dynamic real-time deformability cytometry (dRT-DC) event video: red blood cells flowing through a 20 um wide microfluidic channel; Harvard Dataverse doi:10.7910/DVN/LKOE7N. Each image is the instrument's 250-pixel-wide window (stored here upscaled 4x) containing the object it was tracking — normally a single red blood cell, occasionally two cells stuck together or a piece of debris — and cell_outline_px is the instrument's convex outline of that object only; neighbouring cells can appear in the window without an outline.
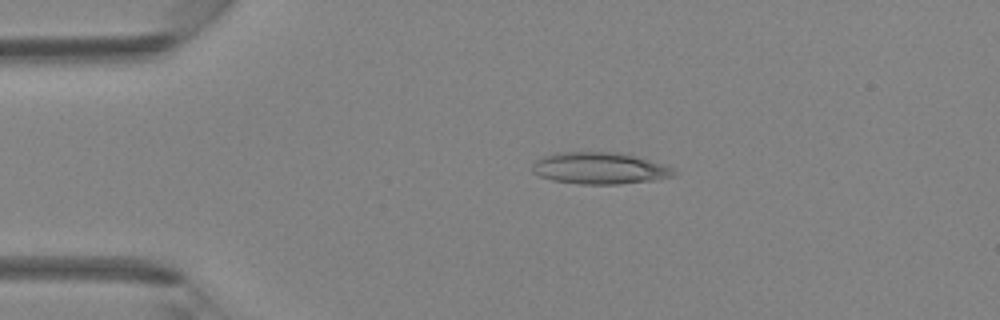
{"species": "Egyptian fruit bat (a non-hibernating species)", "species_latin": "Rousettus aegyptiacus", "temperature_condition": "room temperature", "stored_images_in_passage": 41, "camera_frame_rate_fps": 3000, "um_per_image_px": 0.085, "animal": {"sex": "female"}, "frame": {"image": 1, "passage_image": 8, "time_ms": 2.333, "image_size_px": [1000, 320], "cell_outline_px": [[680, 172], [676, 176], [652, 180], [620, 184], [580, 184], [552, 180], [540, 176], [532, 172], [532, 164], [536, 160], [544, 156], [560, 152], [620, 152], [636, 156], [664, 164]], "centroid_in_image_um": [51.01, 14.3], "position_along_channel_um": 34.0, "area_um2": 26.36}}
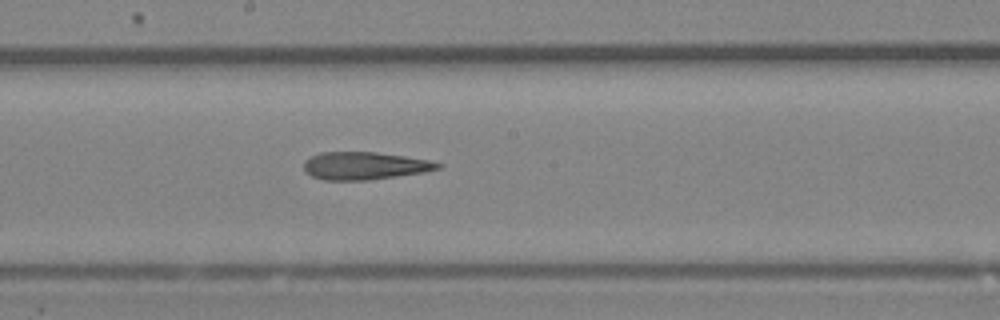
{"frame": {"image": 2, "passage_image": 22, "time_ms": 7.0, "image_size_px": [1000, 320], "cell_outline_px": [[444, 164], [440, 168], [424, 172], [368, 180], [324, 180], [312, 176], [304, 172], [304, 160], [320, 152], [376, 152], [404, 156], [428, 160]], "centroid_in_image_um": [30.97, 14.09], "position_along_channel_um": 217.2, "area_um2": 21.56}}
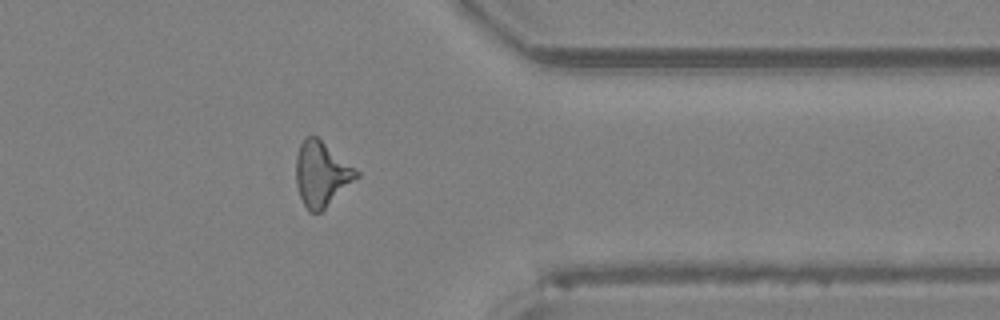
{"frame": {"image": 3, "passage_image": 33, "time_ms": 10.667, "image_size_px": [1000, 320], "cell_outline_px": [[360, 176], [320, 212], [308, 212], [300, 196], [296, 184], [296, 156], [300, 144], [304, 136], [316, 136], [360, 172]], "centroid_in_image_um": [27.32, 14.78], "position_along_channel_um": 384.1, "area_um2": 22.6}}